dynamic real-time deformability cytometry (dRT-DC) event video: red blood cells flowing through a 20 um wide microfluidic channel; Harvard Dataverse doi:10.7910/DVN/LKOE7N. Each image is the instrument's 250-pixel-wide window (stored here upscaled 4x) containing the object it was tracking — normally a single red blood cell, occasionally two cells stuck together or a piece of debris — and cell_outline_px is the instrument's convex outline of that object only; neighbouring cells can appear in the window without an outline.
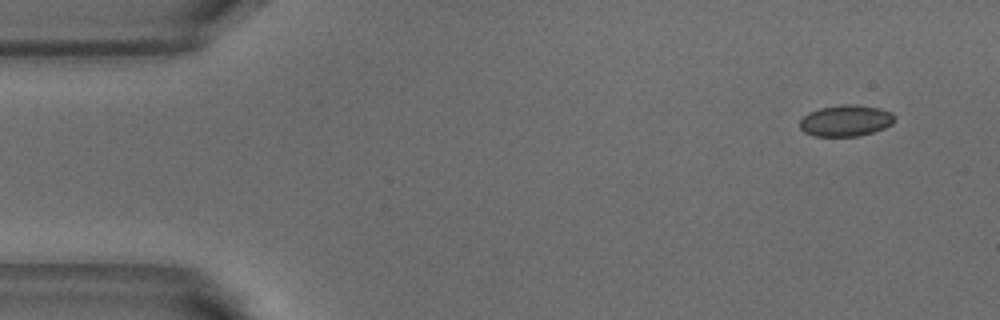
{"species": "common noctule bat (a hibernating species)", "species_latin": "Nyctalus noctula", "temperature_condition": "warm", "stored_images_in_passage": 4, "camera_frame_rate_fps": 3000, "um_per_image_px": 0.085, "animal": {"sex": "male", "body_mass_g": 18.8}, "frame": {"image": 1, "passage_image": 1, "time_ms": 0.0, "image_size_px": [1000, 320], "cell_outline_px": [[896, 116], [892, 124], [884, 128], [872, 132], [856, 136], [816, 136], [804, 132], [800, 128], [800, 120], [808, 112], [820, 108], [840, 104], [856, 104], [880, 108], [892, 112]], "centroid_in_image_um": [71.9, 10.24], "position_along_channel_um": 13.1, "area_um2": 17.4}}
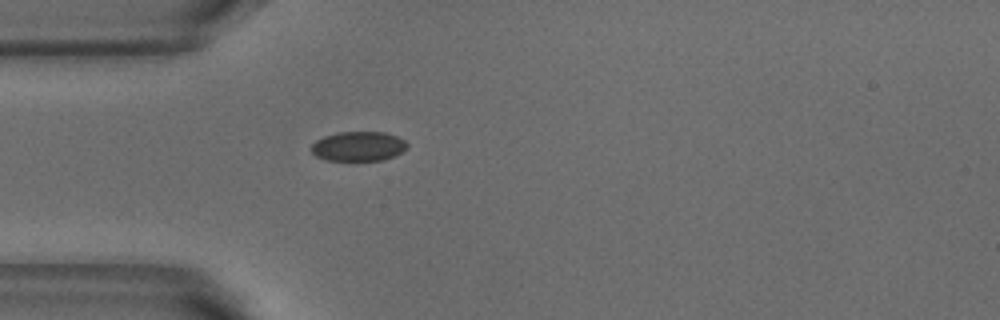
{"frame": {"image": 2, "passage_image": 4, "time_ms": 1.0, "image_size_px": [1000, 320], "cell_outline_px": [[408, 148], [396, 156], [384, 160], [328, 160], [316, 156], [312, 152], [312, 144], [316, 140], [324, 136], [336, 132], [384, 132], [396, 136], [404, 140], [408, 144]], "centroid_in_image_um": [30.5, 12.43], "position_along_channel_um": 54.5, "area_um2": 16.59}}